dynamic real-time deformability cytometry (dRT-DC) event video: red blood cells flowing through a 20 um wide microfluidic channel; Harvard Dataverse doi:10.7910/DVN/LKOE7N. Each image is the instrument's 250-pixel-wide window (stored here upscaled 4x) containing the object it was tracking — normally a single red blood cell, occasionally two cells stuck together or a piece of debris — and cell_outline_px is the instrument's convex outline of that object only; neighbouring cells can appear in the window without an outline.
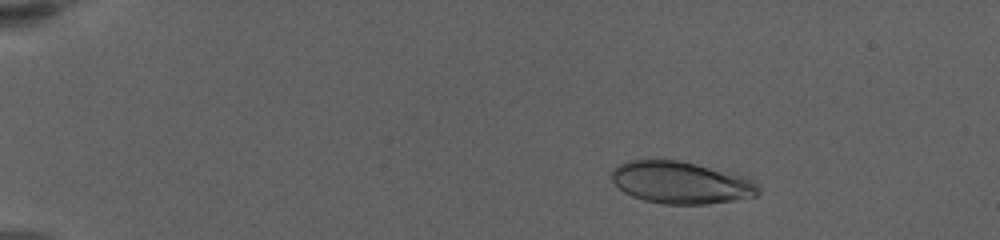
{"species": "human", "species_latin": "Homo sapiens", "temperature_condition": "warm", "stored_images_in_passage": 62, "camera_frame_rate_fps": 3000, "um_per_image_px": 0.085, "donor": {"sex": "female"}, "frame": {"image": 1, "passage_image": 11, "time_ms": 3.333, "image_size_px": [1000, 240], "cell_outline_px": [[760, 192], [756, 196], [736, 200], [708, 204], [664, 204], [644, 200], [632, 196], [624, 192], [612, 180], [612, 168], [628, 160], [680, 160], [752, 176], [756, 180], [760, 188]], "centroid_in_image_um": [57.98, 15.51], "position_along_channel_um": 27.0, "area_um2": 36.7}}
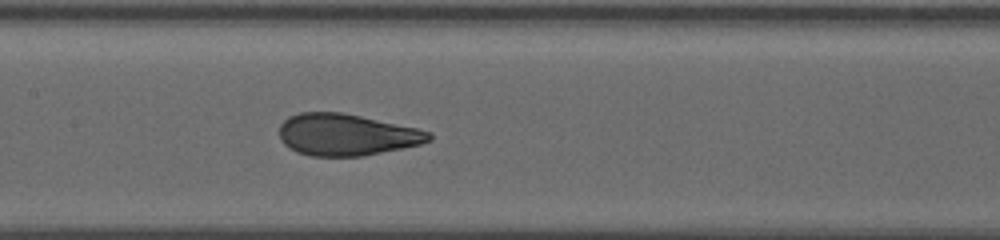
{"frame": {"image": 2, "passage_image": 33, "time_ms": 10.667, "image_size_px": [1000, 240], "cell_outline_px": [[432, 140], [420, 144], [364, 156], [312, 156], [296, 152], [288, 148], [280, 140], [280, 124], [288, 116], [300, 112], [340, 112], [360, 116], [416, 128], [432, 132]], "centroid_in_image_um": [29.42, 11.45], "position_along_channel_um": 178.0, "area_um2": 36.36}}
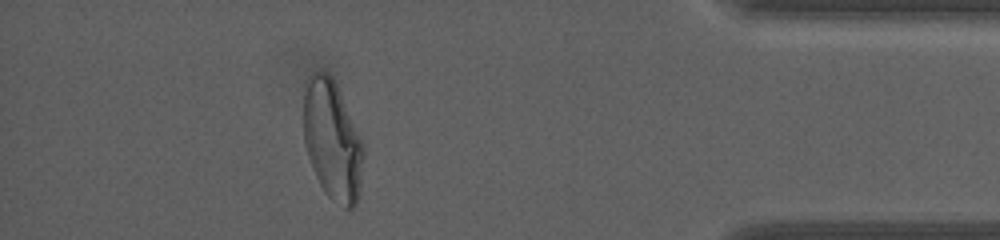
{"frame": {"image": 3, "passage_image": 56, "time_ms": 18.333, "image_size_px": [1000, 240], "cell_outline_px": [[364, 152], [360, 184], [356, 204], [348, 212], [332, 200], [324, 192], [312, 168], [304, 144], [304, 92], [308, 76], [312, 72], [328, 72], [332, 76], [336, 84], [364, 144]], "centroid_in_image_um": [28.25, 11.95], "position_along_channel_um": 407.0, "area_um2": 41.85}, "authors_computed_cell_mechanics": {"area_um2": 37.1076, "velocity_mm_per_s": 3.4512, "shape_relaxation_time_tau1_ms": 4.9149, "shape_relaxation_time_tau2_ms": null, "deformation_change_tau1": 0.2053, "deformation_change_tau2": null}}